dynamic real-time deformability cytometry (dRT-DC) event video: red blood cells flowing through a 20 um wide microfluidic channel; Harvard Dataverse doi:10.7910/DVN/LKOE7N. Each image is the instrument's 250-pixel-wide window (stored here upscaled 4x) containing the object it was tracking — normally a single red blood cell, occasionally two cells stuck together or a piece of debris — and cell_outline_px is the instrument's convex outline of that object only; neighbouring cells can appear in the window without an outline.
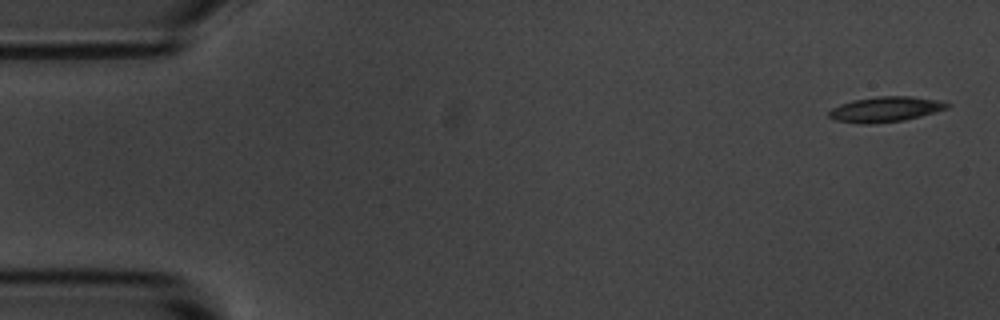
{"species": "common noctule bat (a hibernating species)", "species_latin": "Nyctalus noctula", "temperature_condition": "room temperature", "stored_images_in_passage": 5, "camera_frame_rate_fps": 3000, "um_per_image_px": 0.085, "animal": {"sex": "male", "body_mass_g": 20.1, "forearm_length_mm": 53.5}, "frame": {"image": 1, "passage_image": 1, "time_ms": 0.0, "image_size_px": [1000, 320], "cell_outline_px": [[952, 104], [948, 108], [936, 112], [904, 120], [864, 124], [860, 124], [836, 120], [828, 116], [828, 112], [832, 108], [840, 104], [852, 100], [876, 96], [912, 96], [944, 100]], "centroid_in_image_um": [75.31, 9.27], "position_along_channel_um": 9.7, "area_um2": 17.57}}
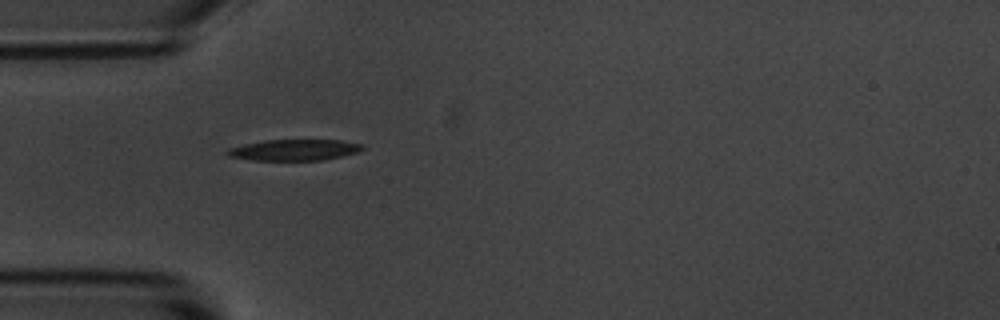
{"frame": {"image": 2, "passage_image": 4, "time_ms": 1.0, "image_size_px": [1000, 320], "cell_outline_px": [[364, 148], [360, 152], [344, 156], [324, 160], [252, 160], [228, 156], [224, 152], [228, 148], [244, 144], [264, 140], [340, 140], [360, 144]], "centroid_in_image_um": [25.01, 12.75], "position_along_channel_um": 60.0, "area_um2": 16.7}}